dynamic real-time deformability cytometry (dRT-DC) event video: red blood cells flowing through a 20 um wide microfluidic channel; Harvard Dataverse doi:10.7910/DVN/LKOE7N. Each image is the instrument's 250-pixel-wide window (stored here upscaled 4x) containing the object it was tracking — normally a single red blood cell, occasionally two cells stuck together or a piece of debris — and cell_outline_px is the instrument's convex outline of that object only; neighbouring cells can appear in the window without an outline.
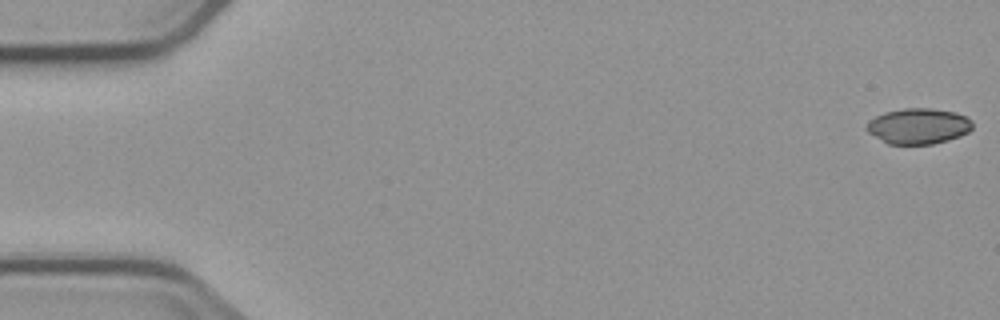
{"species": "common noctule bat (a hibernating species)", "species_latin": "Nyctalus noctula", "temperature_condition": "cold", "stored_images_in_passage": 4, "camera_frame_rate_fps": 3000, "um_per_image_px": 0.085, "animal": {"sex": "male", "body_mass_g": 23.1, "forearm_length_mm": 52.7}, "frame": {"image": 1, "passage_image": 1, "time_ms": 0.0, "image_size_px": [1000, 320], "cell_outline_px": [[972, 128], [968, 132], [960, 136], [948, 140], [932, 144], [888, 144], [868, 132], [864, 128], [868, 120], [884, 112], [904, 108], [928, 108], [956, 112], [972, 120]], "centroid_in_image_um": [78.04, 10.72], "position_along_channel_um": 7.0, "area_um2": 22.08}}